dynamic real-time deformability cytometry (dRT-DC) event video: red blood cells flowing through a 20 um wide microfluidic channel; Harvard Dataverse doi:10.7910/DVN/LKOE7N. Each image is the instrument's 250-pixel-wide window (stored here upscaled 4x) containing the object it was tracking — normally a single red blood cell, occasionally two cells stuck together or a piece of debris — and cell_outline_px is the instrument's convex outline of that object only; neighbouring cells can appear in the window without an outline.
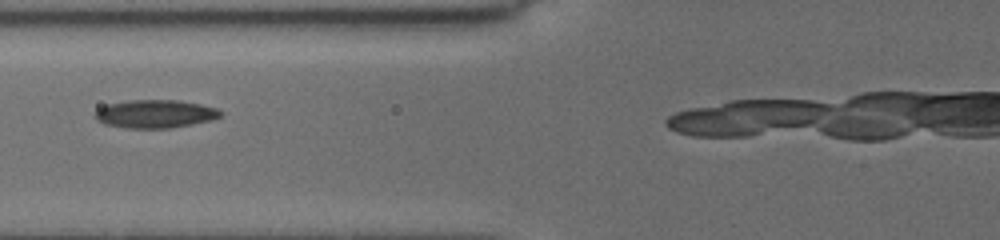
{"species": "common noctule bat (a hibernating species)", "species_latin": "Nyctalus noctula", "temperature_condition": "cold", "stored_images_in_passage": 20, "camera_frame_rate_fps": 3000, "um_per_image_px": 0.085, "animal": {"sex": "female", "body_mass_g": 19.5, "forearm_length_mm": 54.1}, "frame": {"image": 1, "passage_image": 11, "time_ms": 4.667, "image_size_px": [1000, 240], "cell_outline_px": [[224, 112], [220, 116], [212, 120], [192, 124], [168, 128], [128, 128], [104, 124], [96, 116], [96, 112], [100, 108], [108, 104], [128, 100], [176, 100], [200, 104], [216, 108]], "centroid_in_image_um": [13.23, 9.68], "position_along_channel_um": 112.6, "area_um2": 20.35}}
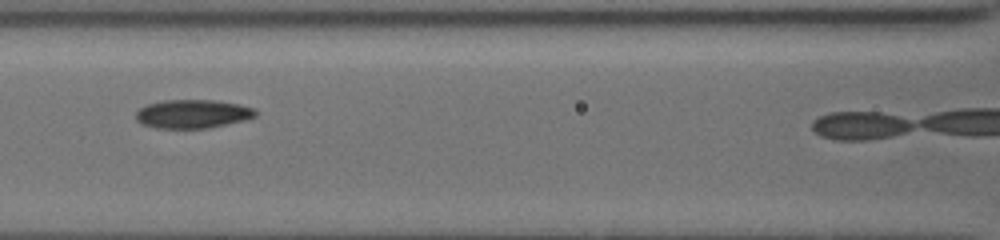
{"frame": {"image": 2, "passage_image": 14, "time_ms": 5.667, "image_size_px": [1000, 240], "cell_outline_px": [[256, 116], [224, 124], [204, 128], [160, 128], [144, 124], [136, 120], [136, 112], [140, 108], [148, 104], [164, 100], [216, 100], [240, 104], [256, 108]], "centroid_in_image_um": [16.37, 9.66], "position_along_channel_um": 150.2, "area_um2": 19.65}}
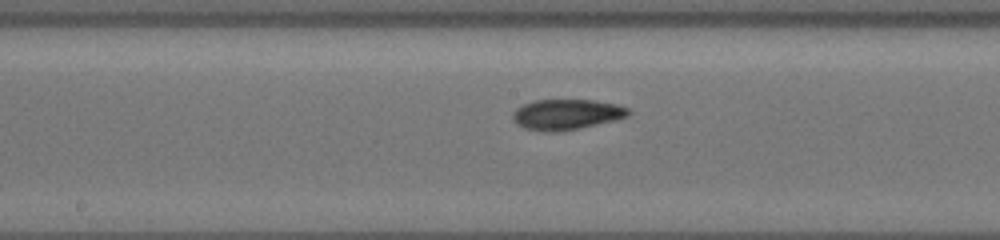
{"frame": {"image": 3, "passage_image": 18, "time_ms": 7.0, "image_size_px": [1000, 240], "cell_outline_px": [[632, 112], [628, 116], [596, 124], [556, 132], [544, 132], [524, 128], [516, 124], [512, 116], [516, 108], [524, 104], [536, 100], [596, 100], [616, 104], [628, 108]], "centroid_in_image_um": [48.14, 9.72], "position_along_channel_um": 200.1, "area_um2": 20.35}}